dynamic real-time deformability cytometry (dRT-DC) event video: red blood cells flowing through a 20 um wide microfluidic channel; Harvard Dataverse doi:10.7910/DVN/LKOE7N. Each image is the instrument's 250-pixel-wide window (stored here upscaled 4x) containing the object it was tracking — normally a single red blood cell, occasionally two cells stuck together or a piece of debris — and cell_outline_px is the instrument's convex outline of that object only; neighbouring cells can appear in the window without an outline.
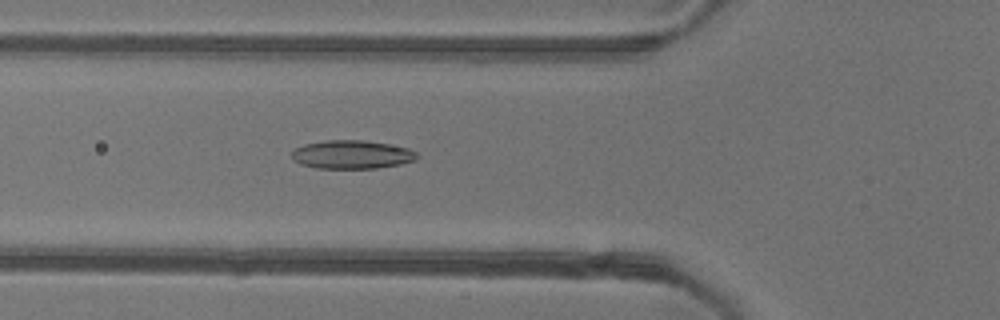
{"species": "common noctule bat (a hibernating species)", "species_latin": "Nyctalus noctula", "temperature_condition": "warm", "stored_images_in_passage": 53, "camera_frame_rate_fps": 3000, "um_per_image_px": 0.085, "animal": {"sex": "female"}, "frame": {"image": 1, "passage_image": 19, "time_ms": 6.0, "image_size_px": [1000, 320], "cell_outline_px": [[420, 156], [416, 160], [400, 164], [376, 168], [316, 168], [300, 164], [292, 156], [292, 152], [296, 148], [304, 144], [328, 140], [364, 140], [388, 144], [408, 148], [416, 152]], "centroid_in_image_um": [29.94, 13.13], "position_along_channel_um": 95.9, "area_um2": 20.69}}
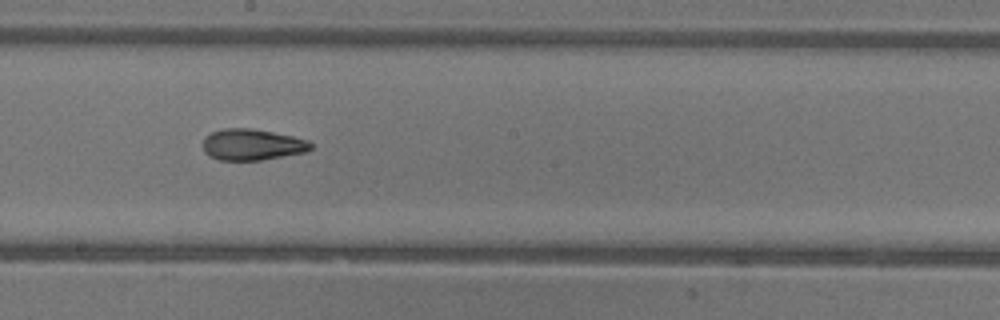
{"frame": {"image": 2, "passage_image": 29, "time_ms": 9.333, "image_size_px": [1000, 320], "cell_outline_px": [[312, 148], [304, 152], [260, 160], [220, 160], [208, 156], [204, 152], [204, 140], [212, 132], [224, 128], [252, 128], [292, 136], [308, 140], [312, 144]], "centroid_in_image_um": [21.43, 12.29], "position_along_channel_um": 226.8, "area_um2": 19.42}}
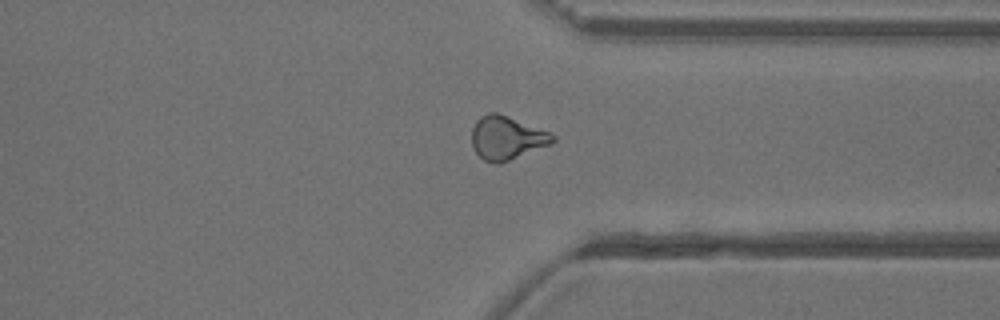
{"frame": {"image": 3, "passage_image": 40, "time_ms": 13.0, "image_size_px": [1000, 320], "cell_outline_px": [[556, 140], [552, 144], [500, 164], [496, 164], [484, 160], [472, 148], [472, 128], [476, 120], [480, 116], [488, 112], [496, 112], [508, 116], [552, 132], [556, 136]], "centroid_in_image_um": [43.1, 11.71], "position_along_channel_um": 368.3, "area_um2": 20.87}, "authors_computed_cell_mechanics": {"area_um2": 20.1144, "velocity_mm_per_s": 3.9115, "shape_relaxation_time_tau1_ms": 5.7904, "shape_relaxation_time_tau2_ms": 2.3193, "deformation_change_tau1": 0.1927, "deformation_change_tau2": 0.1073}}